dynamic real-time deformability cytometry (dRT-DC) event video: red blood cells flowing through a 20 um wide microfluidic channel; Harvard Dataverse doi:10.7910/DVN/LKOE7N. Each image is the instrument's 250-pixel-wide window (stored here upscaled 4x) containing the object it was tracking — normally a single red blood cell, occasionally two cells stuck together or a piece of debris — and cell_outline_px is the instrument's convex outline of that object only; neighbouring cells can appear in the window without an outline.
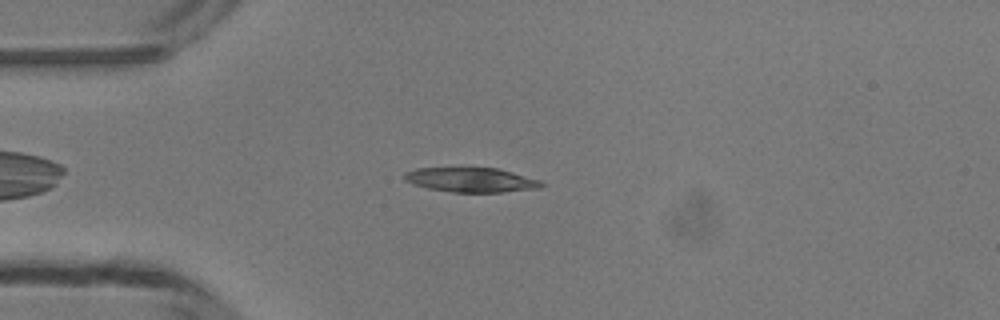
{"species": "common noctule bat (a hibernating species)", "species_latin": "Nyctalus noctula", "temperature_condition": "room temperature", "stored_images_in_passage": 45, "camera_frame_rate_fps": 3000, "um_per_image_px": 0.085, "animal": {"sex": "male", "body_mass_g": 13.3}, "frame": {"image": 1, "passage_image": 8, "time_ms": 2.333, "image_size_px": [1000, 320], "cell_outline_px": [[544, 184], [540, 188], [504, 192], [452, 192], [428, 188], [412, 184], [404, 180], [404, 172], [416, 168], [496, 168], [512, 172], [540, 180]], "centroid_in_image_um": [40.02, 15.29], "position_along_channel_um": 45.0, "area_um2": 19.54}}
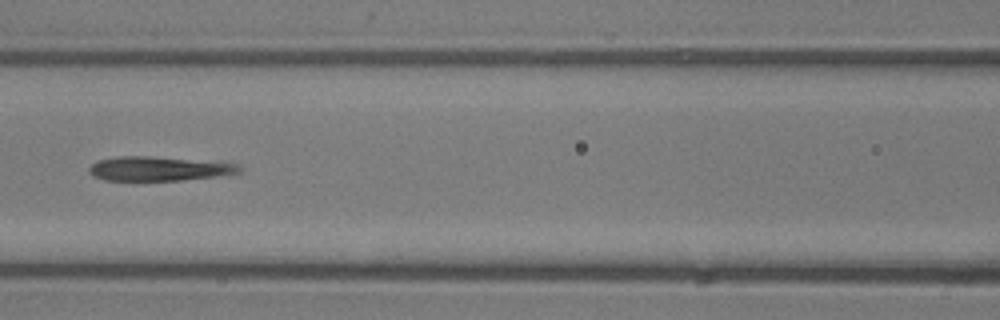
{"frame": {"image": 2, "passage_image": 17, "time_ms": 5.333, "image_size_px": [1000, 320], "cell_outline_px": [[244, 168], [240, 172], [216, 176], [180, 180], [104, 180], [92, 176], [88, 172], [88, 168], [92, 164], [100, 160], [120, 156], [148, 156], [240, 164]], "centroid_in_image_um": [13.48, 14.34], "position_along_channel_um": 153.1, "area_um2": 20.98}}
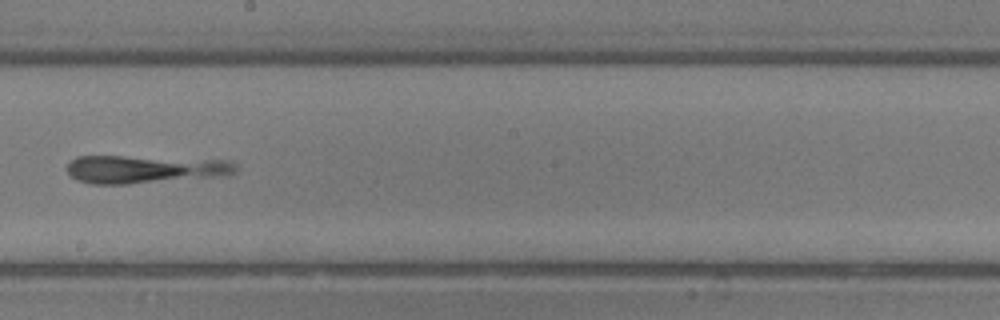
{"frame": {"image": 3, "passage_image": 23, "time_ms": 7.333, "image_size_px": [1000, 320], "cell_outline_px": [[236, 172], [212, 176], [128, 184], [88, 184], [76, 180], [68, 172], [68, 164], [76, 156], [120, 156], [224, 160], [232, 164], [236, 168]], "centroid_in_image_um": [12.15, 14.38], "position_along_channel_um": 236.0, "area_um2": 26.82}}